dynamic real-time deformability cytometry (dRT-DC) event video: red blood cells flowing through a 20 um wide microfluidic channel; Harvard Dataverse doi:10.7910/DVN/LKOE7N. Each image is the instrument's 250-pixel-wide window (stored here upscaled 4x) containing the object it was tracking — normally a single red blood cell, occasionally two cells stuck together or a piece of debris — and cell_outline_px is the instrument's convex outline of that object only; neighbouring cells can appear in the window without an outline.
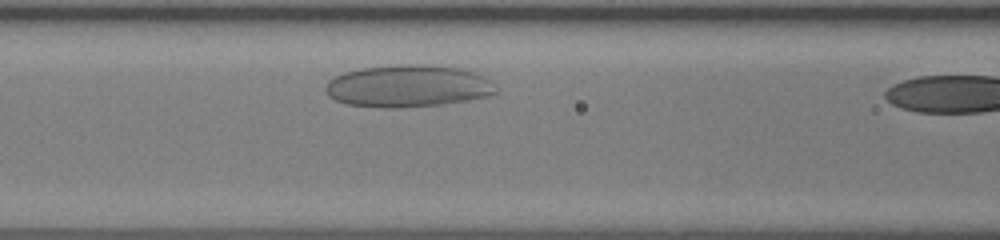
{"species": "human", "species_latin": "Homo sapiens", "temperature_condition": "room temperature", "stored_images_in_passage": 8, "camera_frame_rate_fps": 3000, "um_per_image_px": 0.085, "donor": {"sex": "female"}, "frame": {"image": 1, "passage_image": 7, "time_ms": 2.0, "image_size_px": [1000, 240], "cell_outline_px": [[500, 88], [496, 92], [488, 96], [468, 100], [440, 104], [396, 108], [388, 108], [348, 104], [336, 100], [328, 96], [324, 88], [328, 80], [344, 72], [360, 68], [408, 64], [416, 64], [456, 68], [476, 72], [492, 80]], "centroid_in_image_um": [34.7, 7.32], "position_along_channel_um": 131.9, "area_um2": 41.85}}